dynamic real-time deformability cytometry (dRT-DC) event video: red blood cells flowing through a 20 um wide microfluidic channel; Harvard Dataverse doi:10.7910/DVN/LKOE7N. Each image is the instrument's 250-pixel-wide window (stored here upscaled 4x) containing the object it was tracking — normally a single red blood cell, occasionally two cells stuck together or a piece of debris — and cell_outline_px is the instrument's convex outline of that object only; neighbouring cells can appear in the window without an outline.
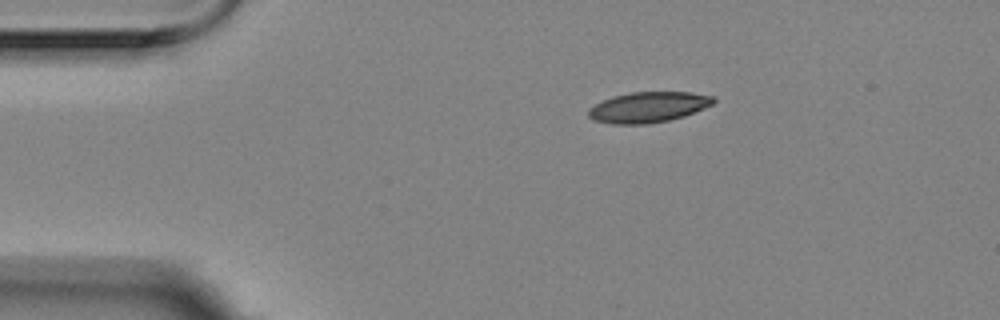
{"species": "Egyptian fruit bat (a non-hibernating species)", "species_latin": "Rousettus aegyptiacus", "temperature_condition": "room temperature", "stored_images_in_passage": 7, "camera_frame_rate_fps": 3000, "um_per_image_px": 0.085, "animal": {"sex": "female"}, "frame": {"image": 1, "passage_image": 1, "time_ms": 0.0, "image_size_px": [1000, 320], "cell_outline_px": [[716, 100], [712, 104], [704, 108], [684, 116], [668, 120], [648, 124], [612, 124], [596, 120], [588, 116], [588, 108], [612, 96], [632, 92], [692, 92], [712, 96]], "centroid_in_image_um": [55.1, 9.1], "position_along_channel_um": 29.9, "area_um2": 22.14}}
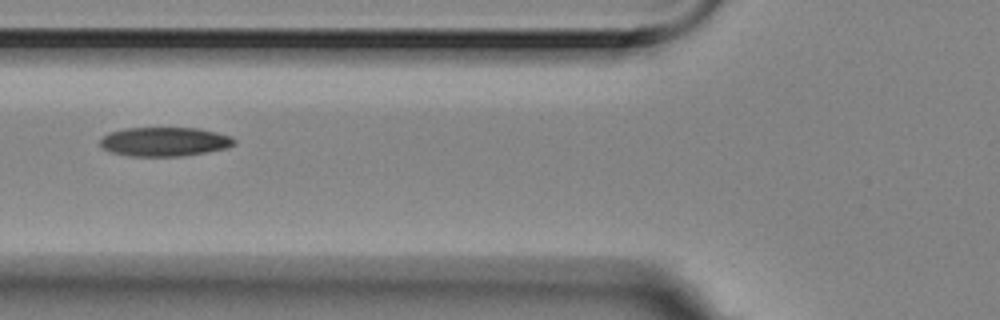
{"frame": {"image": 2, "passage_image": 4, "time_ms": 1.0, "image_size_px": [1000, 320], "cell_outline_px": [[236, 144], [228, 148], [180, 156], [128, 156], [108, 152], [100, 148], [100, 140], [108, 132], [124, 128], [200, 128], [232, 136], [236, 140]], "centroid_in_image_um": [13.96, 12.04], "position_along_channel_um": 111.8, "area_um2": 23.0}}
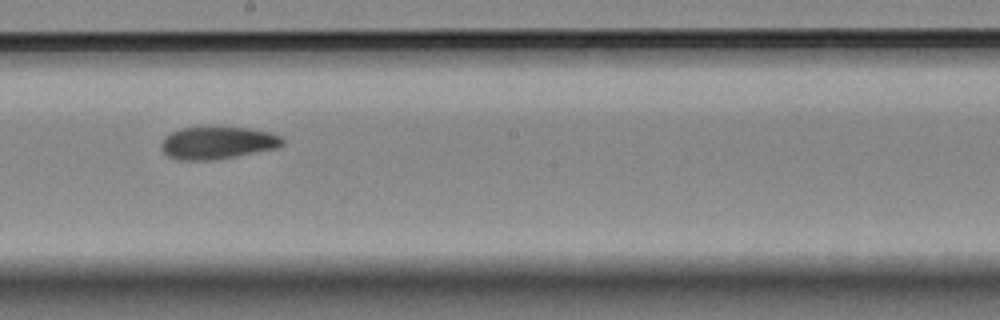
{"frame": {"image": 3, "passage_image": 7, "time_ms": 2.0, "image_size_px": [1000, 320], "cell_outline_px": [[284, 144], [276, 148], [236, 156], [212, 160], [180, 160], [168, 156], [160, 148], [160, 144], [172, 132], [180, 128], [208, 124], [248, 128], [272, 132], [280, 136], [284, 140]], "centroid_in_image_um": [18.49, 12.09], "position_along_channel_um": 229.7, "area_um2": 23.58}}